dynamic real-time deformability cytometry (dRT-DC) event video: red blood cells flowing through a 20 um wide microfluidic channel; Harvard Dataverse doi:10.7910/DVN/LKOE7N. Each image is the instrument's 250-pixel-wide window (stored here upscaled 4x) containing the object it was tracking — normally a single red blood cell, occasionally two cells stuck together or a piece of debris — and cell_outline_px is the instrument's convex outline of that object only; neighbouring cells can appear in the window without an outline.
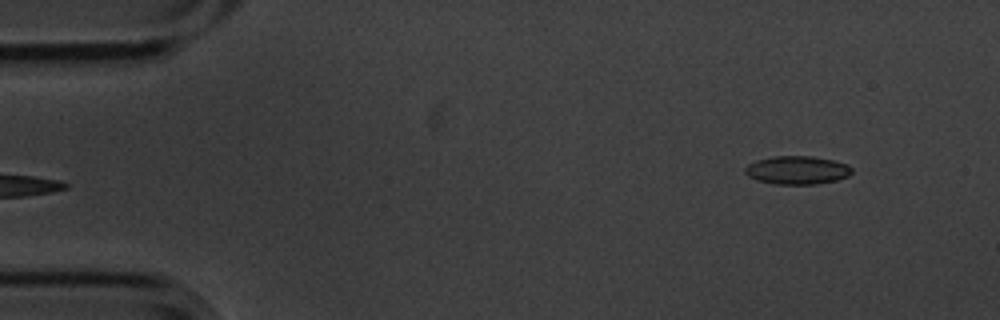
{"species": "common noctule bat (a hibernating species)", "species_latin": "Nyctalus noctula", "temperature_condition": "cold", "stored_images_in_passage": 6, "segment_of_instrument_passage": [2, 2], "camera_frame_rate_fps": 3000, "um_per_image_px": 0.085, "animal": {"sex": "male", "body_mass_g": 20.1, "forearm_length_mm": 53.5}, "frame": {"image": 1, "passage_image": 6, "time_ms": 1.667, "image_size_px": [1000, 320], "cell_outline_px": [[852, 172], [848, 176], [836, 180], [816, 184], [776, 184], [756, 180], [748, 176], [744, 172], [744, 168], [748, 164], [756, 160], [772, 156], [812, 156], [832, 160], [848, 164], [852, 168]], "centroid_in_image_um": [67.74, 14.46], "position_along_channel_um": 17.3, "area_um2": 17.69}}